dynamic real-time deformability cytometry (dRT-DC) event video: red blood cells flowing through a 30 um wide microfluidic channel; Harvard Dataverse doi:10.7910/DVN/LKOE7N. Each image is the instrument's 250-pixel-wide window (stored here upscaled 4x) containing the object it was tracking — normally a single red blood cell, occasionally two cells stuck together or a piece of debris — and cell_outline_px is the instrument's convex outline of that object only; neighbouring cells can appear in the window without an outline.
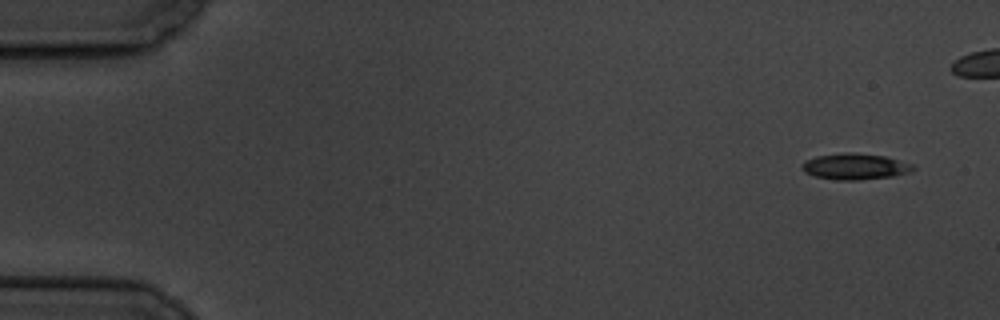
{"species": "common noctule bat (a hibernating species)", "species_latin": "Nyctalus noctula", "temperature_condition": "cold", "stored_images_in_passage": 12, "camera_frame_rate_fps": 3000, "um_per_image_px": 0.085, "animal": {"sex": "male", "body_mass_g": 19.5, "forearm_length_mm": 54.6}, "frame": {"image": 1, "passage_image": 1, "time_ms": 0.0, "image_size_px": [1000, 320], "cell_outline_px": [[916, 168], [908, 172], [892, 176], [860, 180], [836, 180], [816, 176], [804, 172], [800, 168], [800, 164], [804, 160], [816, 156], [844, 152], [852, 152], [884, 156], [912, 164]], "centroid_in_image_um": [72.61, 14.15], "position_along_channel_um": 12.4, "area_um2": 16.94}}
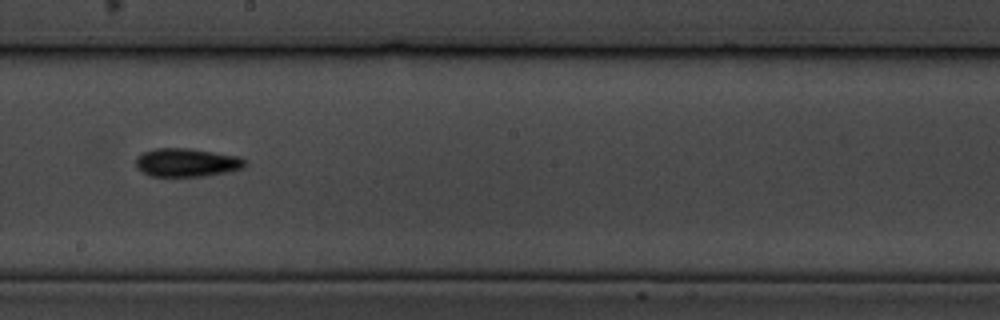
{"frame": {"image": 2, "passage_image": 9, "time_ms": 10.0, "image_size_px": [1000, 320], "cell_outline_px": [[248, 164], [244, 168], [228, 172], [204, 176], [152, 176], [136, 168], [136, 156], [144, 152], [156, 148], [188, 148], [236, 156], [244, 160]], "centroid_in_image_um": [15.87, 13.82], "position_along_channel_um": 232.3, "area_um2": 17.98}}
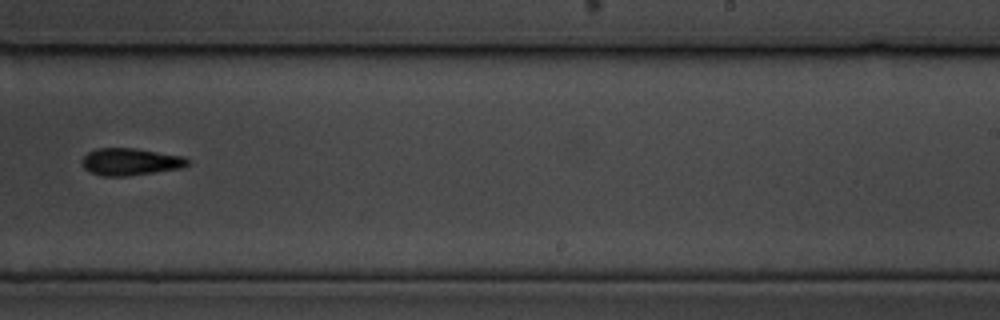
{"frame": {"image": 3, "passage_image": 10, "time_ms": 11.333, "image_size_px": [1000, 320], "cell_outline_px": [[192, 160], [188, 164], [180, 168], [128, 176], [100, 176], [84, 168], [80, 160], [88, 152], [96, 148], [136, 148], [184, 156]], "centroid_in_image_um": [11.08, 13.74], "position_along_channel_um": 277.9, "area_um2": 16.82}}